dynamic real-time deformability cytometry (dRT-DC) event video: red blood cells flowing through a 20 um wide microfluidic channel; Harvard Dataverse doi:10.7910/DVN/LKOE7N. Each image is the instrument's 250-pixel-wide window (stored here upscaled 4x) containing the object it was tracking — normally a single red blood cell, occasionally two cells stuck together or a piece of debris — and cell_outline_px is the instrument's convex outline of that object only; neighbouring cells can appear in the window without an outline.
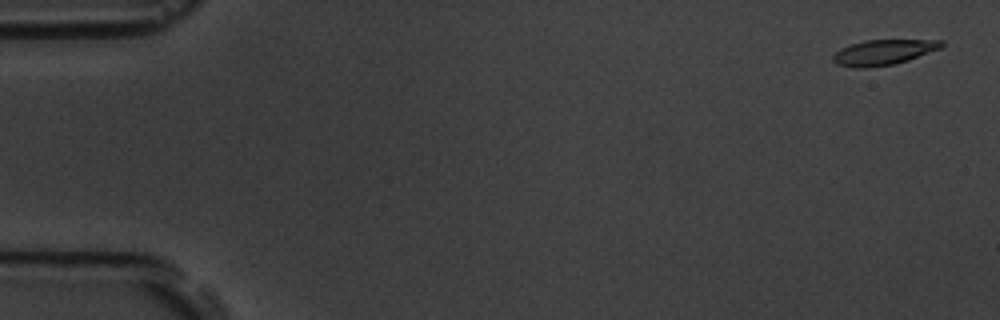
{"species": "common noctule bat (a hibernating species)", "species_latin": "Nyctalus noctula", "temperature_condition": "room temperature", "stored_images_in_passage": 6, "segment_of_instrument_passage": [2, 2], "camera_frame_rate_fps": 3000, "um_per_image_px": 0.085, "animal": {"sex": "male", "body_mass_g": 19.5, "forearm_length_mm": 54.6}, "frame": {"image": 1, "passage_image": 6, "time_ms": 6.667, "image_size_px": [1000, 320], "cell_outline_px": [[944, 44], [940, 48], [908, 60], [892, 64], [864, 68], [856, 68], [836, 64], [832, 60], [832, 56], [840, 48], [864, 40], [944, 40]], "centroid_in_image_um": [75.06, 4.44], "position_along_channel_um": 9.9, "area_um2": 15.84}}